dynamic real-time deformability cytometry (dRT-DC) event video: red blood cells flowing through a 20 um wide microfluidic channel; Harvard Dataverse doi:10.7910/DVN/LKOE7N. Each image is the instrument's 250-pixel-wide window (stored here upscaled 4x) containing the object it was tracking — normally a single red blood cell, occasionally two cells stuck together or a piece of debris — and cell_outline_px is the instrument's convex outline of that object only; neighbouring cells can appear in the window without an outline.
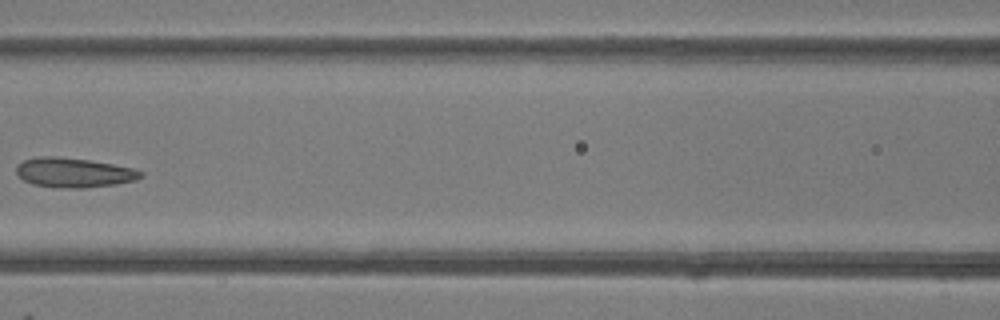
{"species": "common noctule bat (a hibernating species)", "species_latin": "Nyctalus noctula", "temperature_condition": "room temperature", "stored_images_in_passage": 7, "camera_frame_rate_fps": 3000, "um_per_image_px": 0.085, "animal": {"sex": "female"}, "frame": {"image": 1, "passage_image": 6, "time_ms": 6.667, "image_size_px": [1000, 320], "cell_outline_px": [[144, 176], [136, 180], [116, 184], [84, 188], [52, 188], [32, 184], [24, 180], [16, 172], [16, 164], [24, 160], [40, 156], [56, 156], [88, 160], [112, 164], [132, 168], [144, 172]], "centroid_in_image_um": [6.27, 14.68], "position_along_channel_um": 160.3, "area_um2": 21.62}}
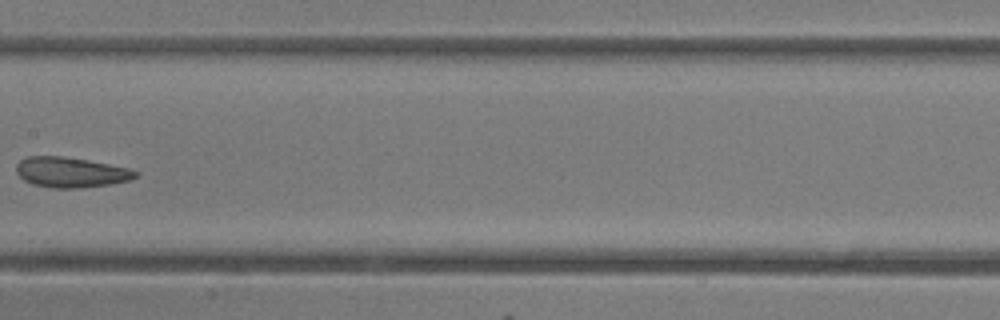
{"frame": {"image": 2, "passage_image": 7, "time_ms": 7.667, "image_size_px": [1000, 320], "cell_outline_px": [[140, 172], [136, 176], [128, 180], [108, 184], [80, 188], [52, 188], [32, 184], [24, 180], [16, 172], [16, 164], [20, 160], [28, 156], [64, 156], [88, 160], [132, 168]], "centroid_in_image_um": [6.02, 14.63], "position_along_channel_um": 201.4, "area_um2": 21.1}}